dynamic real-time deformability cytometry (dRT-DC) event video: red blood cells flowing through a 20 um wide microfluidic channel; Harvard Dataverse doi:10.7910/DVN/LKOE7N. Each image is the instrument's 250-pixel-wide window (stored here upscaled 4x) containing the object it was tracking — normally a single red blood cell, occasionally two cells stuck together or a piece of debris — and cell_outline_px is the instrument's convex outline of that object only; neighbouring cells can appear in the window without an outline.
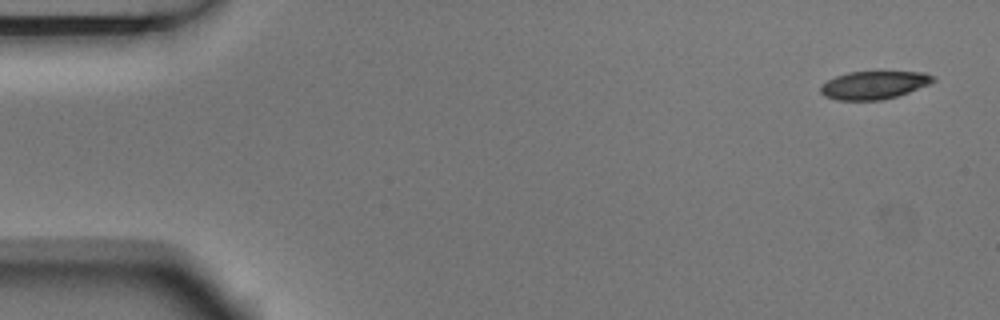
{"species": "Egyptian fruit bat (a non-hibernating species)", "species_latin": "Rousettus aegyptiacus", "temperature_condition": "room temperature", "stored_images_in_passage": 4, "camera_frame_rate_fps": 3000, "um_per_image_px": 0.085, "animal": {"sex": "male"}, "frame": {"image": 1, "passage_image": 1, "time_ms": 0.0, "image_size_px": [1000, 320], "cell_outline_px": [[936, 80], [928, 84], [908, 92], [896, 96], [880, 100], [840, 100], [824, 96], [820, 92], [820, 84], [836, 76], [848, 72], [924, 72], [936, 76]], "centroid_in_image_um": [74.27, 7.22], "position_along_channel_um": 10.7, "area_um2": 18.26}}
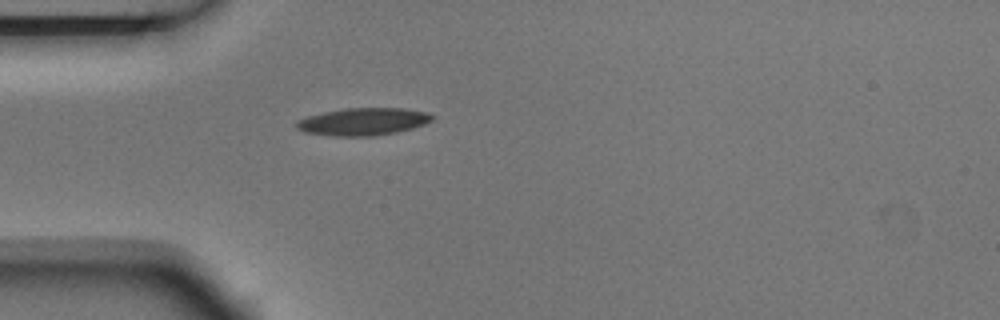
{"frame": {"image": 2, "passage_image": 4, "time_ms": 1.0, "image_size_px": [1000, 320], "cell_outline_px": [[436, 116], [432, 120], [424, 124], [412, 128], [396, 132], [372, 136], [336, 136], [304, 132], [296, 128], [296, 120], [308, 116], [324, 112], [344, 108], [404, 108], [428, 112]], "centroid_in_image_um": [30.88, 10.33], "position_along_channel_um": 54.1, "area_um2": 21.73}}